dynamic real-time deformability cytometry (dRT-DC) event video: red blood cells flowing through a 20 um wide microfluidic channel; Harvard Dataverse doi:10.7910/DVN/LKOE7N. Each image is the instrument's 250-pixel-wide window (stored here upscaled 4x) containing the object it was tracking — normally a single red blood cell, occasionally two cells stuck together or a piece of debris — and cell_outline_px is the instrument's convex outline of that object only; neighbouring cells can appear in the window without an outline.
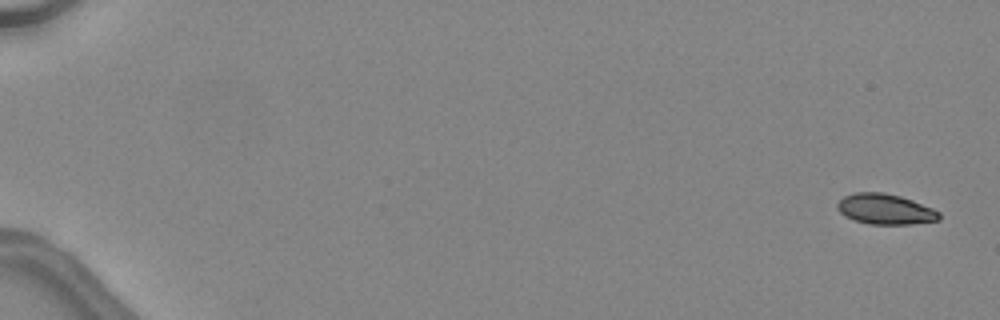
{"species": "common noctule bat (a hibernating species)", "species_latin": "Nyctalus noctula", "temperature_condition": "warm", "stored_images_in_passage": 47, "camera_frame_rate_fps": 3000, "um_per_image_px": 0.085, "animal": {"sex": "female", "body_mass_g": 24.6, "forearm_length_mm": 56.2}, "frame": {"image": 1, "passage_image": 1, "time_ms": 0.0, "image_size_px": [1000, 320], "cell_outline_px": [[940, 220], [912, 224], [868, 224], [844, 216], [836, 208], [836, 204], [844, 196], [856, 192], [884, 192], [900, 196], [912, 200], [932, 208], [940, 212]], "centroid_in_image_um": [75.24, 17.78], "position_along_channel_um": 9.8, "area_um2": 18.09}}
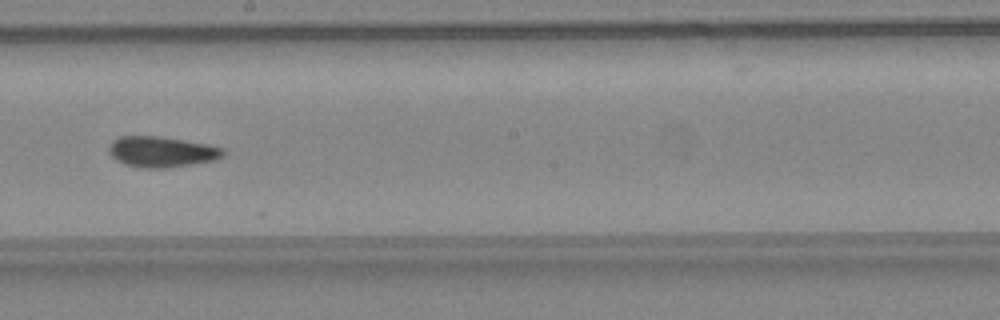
{"frame": {"image": 2, "passage_image": 29, "time_ms": 9.333, "image_size_px": [1000, 320], "cell_outline_px": [[224, 156], [216, 160], [192, 164], [164, 168], [144, 168], [124, 164], [116, 160], [108, 152], [108, 148], [112, 140], [120, 136], [160, 136], [208, 144], [224, 148]], "centroid_in_image_um": [13.74, 12.9], "position_along_channel_um": 234.5, "area_um2": 20.58}}
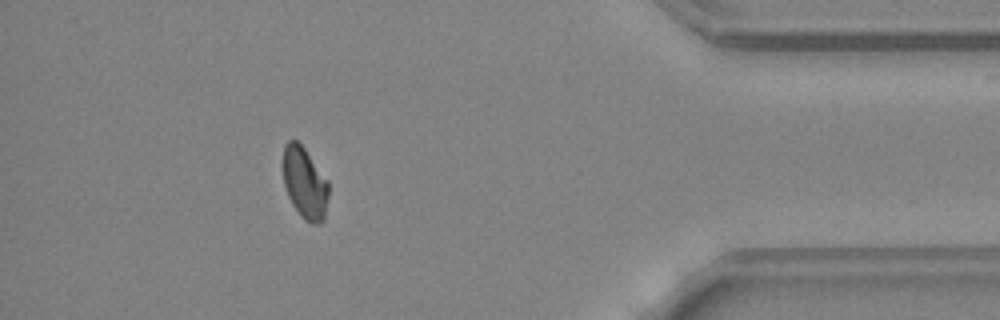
{"frame": {"image": 3, "passage_image": 43, "time_ms": 14.0, "image_size_px": [1000, 320], "cell_outline_px": [[328, 196], [324, 220], [320, 224], [312, 224], [304, 220], [300, 216], [292, 204], [288, 196], [284, 184], [284, 144], [288, 140], [296, 140], [304, 148], [328, 180]], "centroid_in_image_um": [25.92, 15.59], "position_along_channel_um": 409.3, "area_um2": 18.96}, "authors_computed_cell_mechanics": {"area_um2": 19.7098, "velocity_mm_per_s": 4.5544, "shape_relaxation_time_tau1_ms": null, "shape_relaxation_time_tau2_ms": 3.6773, "deformation_change_tau1": null, "deformation_change_tau2": 0.0932}}